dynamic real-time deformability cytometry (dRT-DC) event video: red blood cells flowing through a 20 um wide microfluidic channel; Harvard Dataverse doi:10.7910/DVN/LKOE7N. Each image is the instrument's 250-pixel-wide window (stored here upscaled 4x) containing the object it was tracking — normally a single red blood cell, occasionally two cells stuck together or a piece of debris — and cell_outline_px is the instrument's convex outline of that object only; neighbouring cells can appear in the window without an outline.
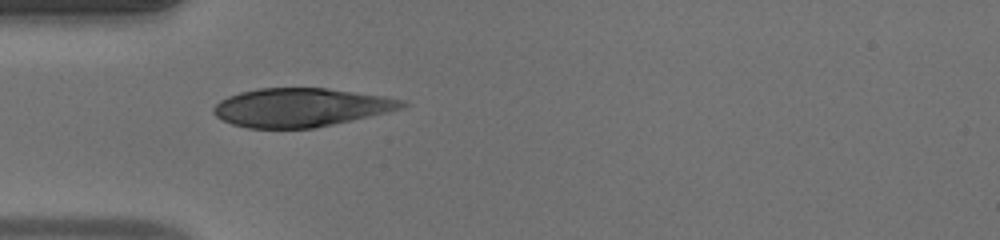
{"species": "human", "species_latin": "Homo sapiens", "temperature_condition": "warm", "stored_images_in_passage": 35, "camera_frame_rate_fps": 3000, "um_per_image_px": 0.085, "donor": {"sex": "male"}, "frame": {"image": 1, "passage_image": 1, "time_ms": 0.0, "image_size_px": [1000, 240], "cell_outline_px": [[408, 104], [404, 108], [388, 112], [316, 128], [248, 128], [232, 124], [216, 116], [212, 112], [212, 108], [220, 100], [228, 96], [240, 92], [256, 88], [328, 88], [384, 96], [404, 100]], "centroid_in_image_um": [25.57, 9.13], "position_along_channel_um": 59.4, "area_um2": 42.48}}
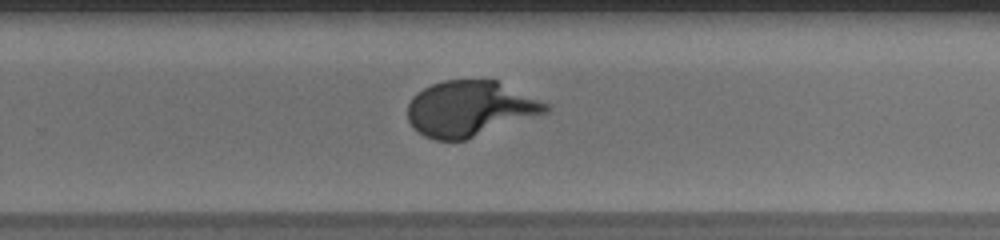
{"frame": {"image": 2, "passage_image": 18, "time_ms": 5.667, "image_size_px": [1000, 240], "cell_outline_px": [[552, 108], [548, 112], [464, 140], [436, 140], [424, 136], [412, 128], [408, 120], [408, 104], [412, 96], [416, 92], [432, 84], [444, 80], [496, 80], [548, 104]], "centroid_in_image_um": [39.9, 9.24], "position_along_channel_um": 289.9, "area_um2": 44.39}}
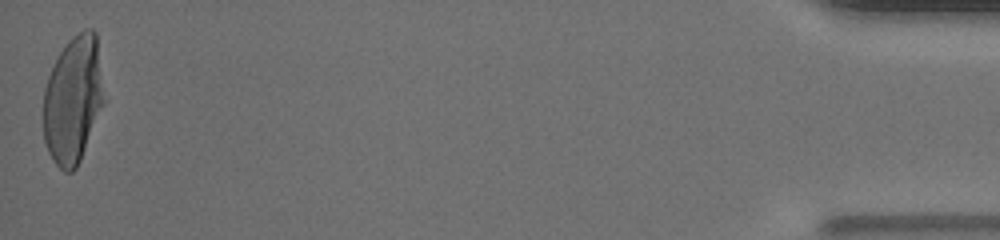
{"frame": {"image": 3, "passage_image": 35, "time_ms": 11.333, "image_size_px": [1000, 240], "cell_outline_px": [[104, 104], [80, 160], [76, 168], [72, 172], [64, 172], [52, 160], [48, 152], [44, 140], [44, 88], [48, 76], [60, 52], [68, 40], [72, 36], [84, 28], [92, 28], [96, 32], [104, 100]], "centroid_in_image_um": [6.2, 8.48], "position_along_channel_um": 429.0, "area_um2": 44.85}}